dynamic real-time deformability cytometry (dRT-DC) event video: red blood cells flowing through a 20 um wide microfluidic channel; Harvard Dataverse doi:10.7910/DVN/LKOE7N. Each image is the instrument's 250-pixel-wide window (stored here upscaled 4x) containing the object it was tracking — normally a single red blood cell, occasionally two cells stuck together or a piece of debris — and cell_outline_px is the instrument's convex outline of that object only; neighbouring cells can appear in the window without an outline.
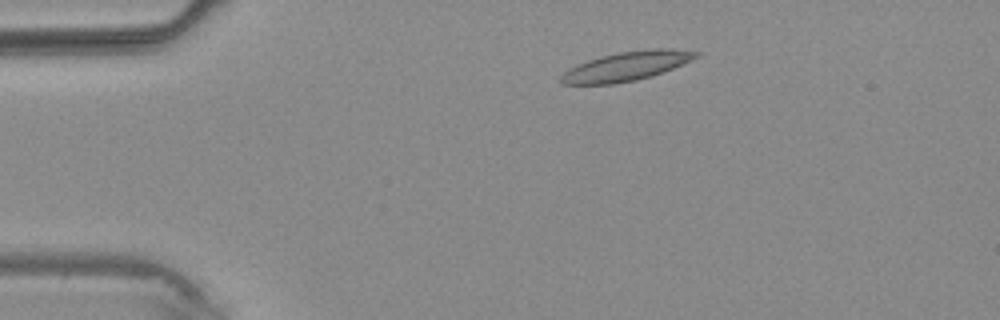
{"species": "common noctule bat (a hibernating species)", "species_latin": "Nyctalus noctula", "temperature_condition": "warm", "stored_images_in_passage": 3, "segment_of_instrument_passage": [1, 2], "camera_frame_rate_fps": 3000, "um_per_image_px": 0.085, "animal": {"sex": "male", "body_mass_g": 20.4}, "frame": {"image": 1, "passage_image": 1, "time_ms": 0.0, "image_size_px": [1000, 320], "cell_outline_px": [[704, 52], [700, 56], [692, 60], [652, 76], [636, 80], [612, 84], [560, 84], [560, 76], [564, 72], [588, 60], [600, 56], [620, 52], [656, 48], [672, 48]], "centroid_in_image_um": [53.32, 5.62], "position_along_channel_um": 31.7, "area_um2": 22.83}}